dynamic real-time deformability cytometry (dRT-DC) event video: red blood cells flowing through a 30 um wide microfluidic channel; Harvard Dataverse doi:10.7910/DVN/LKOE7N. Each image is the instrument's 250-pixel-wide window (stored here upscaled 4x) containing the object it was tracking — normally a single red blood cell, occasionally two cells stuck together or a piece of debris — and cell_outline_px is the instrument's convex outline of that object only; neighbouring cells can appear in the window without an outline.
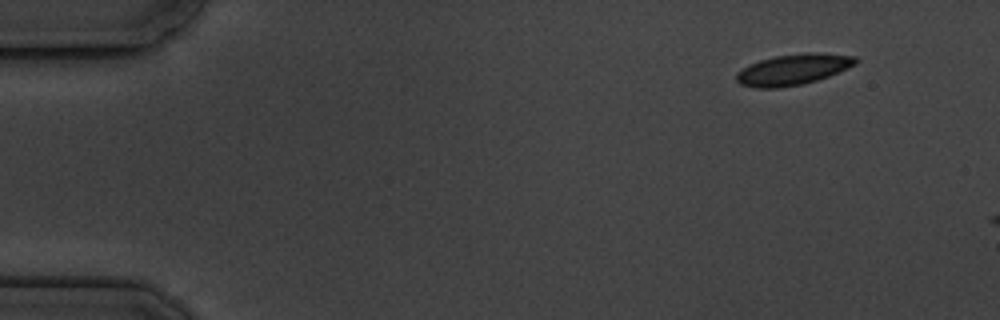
{"species": "common noctule bat (a hibernating species)", "species_latin": "Nyctalus noctula", "temperature_condition": "cold", "stored_images_in_passage": 5, "segment_of_instrument_passage": [2, 2], "camera_frame_rate_fps": 3000, "um_per_image_px": 0.085, "animal": {"sex": "male", "body_mass_g": 19.5, "forearm_length_mm": 54.6}, "frame": {"image": 1, "passage_image": 5, "time_ms": 4.667, "image_size_px": [1000, 320], "cell_outline_px": [[860, 60], [856, 64], [848, 68], [828, 76], [804, 84], [776, 88], [756, 88], [740, 84], [736, 80], [736, 72], [760, 60], [776, 56], [808, 52], [816, 52], [856, 56]], "centroid_in_image_um": [67.45, 5.9], "position_along_channel_um": 17.6, "area_um2": 21.39}}